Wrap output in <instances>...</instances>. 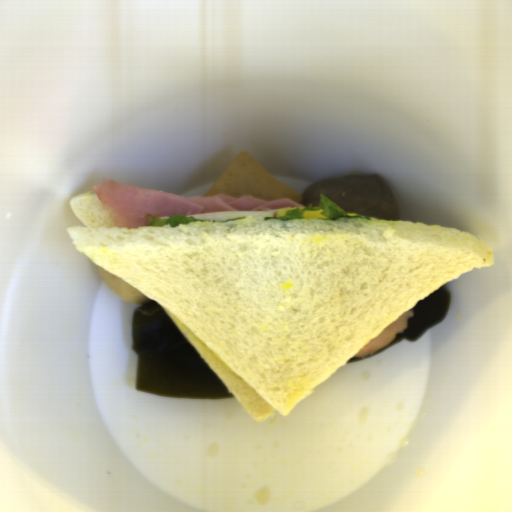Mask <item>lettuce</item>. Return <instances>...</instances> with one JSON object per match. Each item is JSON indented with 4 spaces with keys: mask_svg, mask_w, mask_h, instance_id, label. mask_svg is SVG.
<instances>
[{
    "mask_svg": "<svg viewBox=\"0 0 512 512\" xmlns=\"http://www.w3.org/2000/svg\"><path fill=\"white\" fill-rule=\"evenodd\" d=\"M308 211H321L322 221H335L339 219H370L364 215H350L339 207L335 202L321 194L317 207H312L311 203L305 207H298L287 211L284 215L265 216L263 221L284 220V221H302L304 214Z\"/></svg>",
    "mask_w": 512,
    "mask_h": 512,
    "instance_id": "lettuce-1",
    "label": "lettuce"
},
{
    "mask_svg": "<svg viewBox=\"0 0 512 512\" xmlns=\"http://www.w3.org/2000/svg\"><path fill=\"white\" fill-rule=\"evenodd\" d=\"M148 217V224L146 226L148 227H159V226H170L176 227L179 223L181 225H186L188 223H198V222H204L201 219H196L191 216H184L181 214H172L167 217H154L151 214L146 215Z\"/></svg>",
    "mask_w": 512,
    "mask_h": 512,
    "instance_id": "lettuce-2",
    "label": "lettuce"
}]
</instances>
